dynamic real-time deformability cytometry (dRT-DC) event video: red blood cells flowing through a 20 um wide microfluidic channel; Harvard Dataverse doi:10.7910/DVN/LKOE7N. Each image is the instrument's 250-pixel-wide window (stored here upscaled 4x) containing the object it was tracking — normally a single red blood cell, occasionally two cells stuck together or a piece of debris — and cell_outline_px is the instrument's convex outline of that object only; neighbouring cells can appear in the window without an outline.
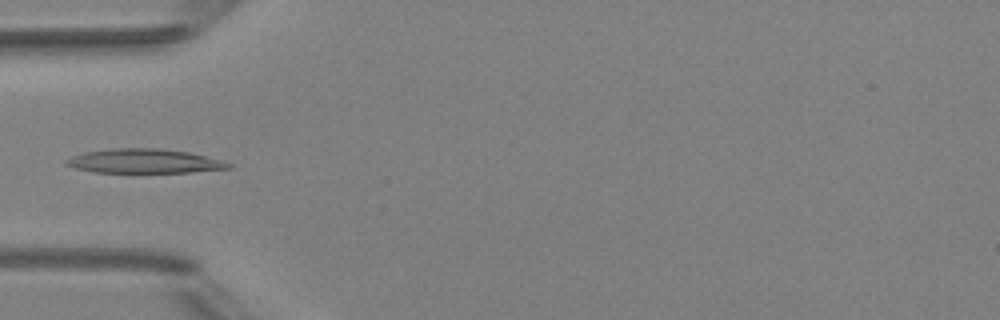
{"species": "Egyptian fruit bat (a non-hibernating species)", "species_latin": "Rousettus aegyptiacus", "temperature_condition": "room temperature", "stored_images_in_passage": 5, "camera_frame_rate_fps": 3000, "um_per_image_px": 0.085, "animal": {"sex": "female"}, "frame": {"image": 1, "passage_image": 5, "time_ms": 4.667, "image_size_px": [1000, 320], "cell_outline_px": [[232, 168], [188, 172], [92, 172], [76, 168], [68, 164], [64, 160], [72, 156], [84, 152], [112, 148], [160, 148], [188, 152], [220, 160], [232, 164]], "centroid_in_image_um": [12.25, 13.69], "position_along_channel_um": 72.8, "area_um2": 22.66}}